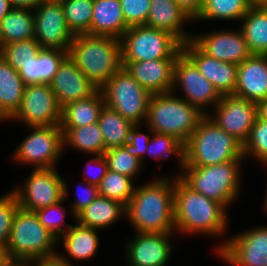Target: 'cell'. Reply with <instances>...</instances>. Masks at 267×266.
<instances>
[{
	"label": "cell",
	"mask_w": 267,
	"mask_h": 266,
	"mask_svg": "<svg viewBox=\"0 0 267 266\" xmlns=\"http://www.w3.org/2000/svg\"><path fill=\"white\" fill-rule=\"evenodd\" d=\"M125 23L131 26L146 25L151 0H120Z\"/></svg>",
	"instance_id": "7bdbcfd3"
},
{
	"label": "cell",
	"mask_w": 267,
	"mask_h": 266,
	"mask_svg": "<svg viewBox=\"0 0 267 266\" xmlns=\"http://www.w3.org/2000/svg\"><path fill=\"white\" fill-rule=\"evenodd\" d=\"M12 10L9 0H0V22Z\"/></svg>",
	"instance_id": "816d5d0a"
},
{
	"label": "cell",
	"mask_w": 267,
	"mask_h": 266,
	"mask_svg": "<svg viewBox=\"0 0 267 266\" xmlns=\"http://www.w3.org/2000/svg\"><path fill=\"white\" fill-rule=\"evenodd\" d=\"M98 123L106 150L128 144L129 134L134 124L125 119L116 110L104 105L101 109Z\"/></svg>",
	"instance_id": "1f68e13d"
},
{
	"label": "cell",
	"mask_w": 267,
	"mask_h": 266,
	"mask_svg": "<svg viewBox=\"0 0 267 266\" xmlns=\"http://www.w3.org/2000/svg\"><path fill=\"white\" fill-rule=\"evenodd\" d=\"M28 9H12L0 22L2 45L35 38L34 14Z\"/></svg>",
	"instance_id": "4dcf8cb0"
},
{
	"label": "cell",
	"mask_w": 267,
	"mask_h": 266,
	"mask_svg": "<svg viewBox=\"0 0 267 266\" xmlns=\"http://www.w3.org/2000/svg\"><path fill=\"white\" fill-rule=\"evenodd\" d=\"M240 162L232 160L211 166H184L185 175L179 177L194 191L227 208L238 195Z\"/></svg>",
	"instance_id": "8992f818"
},
{
	"label": "cell",
	"mask_w": 267,
	"mask_h": 266,
	"mask_svg": "<svg viewBox=\"0 0 267 266\" xmlns=\"http://www.w3.org/2000/svg\"><path fill=\"white\" fill-rule=\"evenodd\" d=\"M64 145L70 144L81 152L103 155L106 151L98 122L81 127H61Z\"/></svg>",
	"instance_id": "d6a6232c"
},
{
	"label": "cell",
	"mask_w": 267,
	"mask_h": 266,
	"mask_svg": "<svg viewBox=\"0 0 267 266\" xmlns=\"http://www.w3.org/2000/svg\"><path fill=\"white\" fill-rule=\"evenodd\" d=\"M43 0H9L12 9H35Z\"/></svg>",
	"instance_id": "681fc988"
},
{
	"label": "cell",
	"mask_w": 267,
	"mask_h": 266,
	"mask_svg": "<svg viewBox=\"0 0 267 266\" xmlns=\"http://www.w3.org/2000/svg\"><path fill=\"white\" fill-rule=\"evenodd\" d=\"M172 233H142L128 243L129 266H165L171 254Z\"/></svg>",
	"instance_id": "ffe728a7"
},
{
	"label": "cell",
	"mask_w": 267,
	"mask_h": 266,
	"mask_svg": "<svg viewBox=\"0 0 267 266\" xmlns=\"http://www.w3.org/2000/svg\"><path fill=\"white\" fill-rule=\"evenodd\" d=\"M139 124H134L129 134L127 146L131 149L132 153L138 157L142 162V155L146 153L150 136L140 133L137 129Z\"/></svg>",
	"instance_id": "ee69618b"
},
{
	"label": "cell",
	"mask_w": 267,
	"mask_h": 266,
	"mask_svg": "<svg viewBox=\"0 0 267 266\" xmlns=\"http://www.w3.org/2000/svg\"><path fill=\"white\" fill-rule=\"evenodd\" d=\"M46 1H62V0H46Z\"/></svg>",
	"instance_id": "6f0895ef"
},
{
	"label": "cell",
	"mask_w": 267,
	"mask_h": 266,
	"mask_svg": "<svg viewBox=\"0 0 267 266\" xmlns=\"http://www.w3.org/2000/svg\"><path fill=\"white\" fill-rule=\"evenodd\" d=\"M25 83L19 72L0 56V119H9L21 105Z\"/></svg>",
	"instance_id": "484cf974"
},
{
	"label": "cell",
	"mask_w": 267,
	"mask_h": 266,
	"mask_svg": "<svg viewBox=\"0 0 267 266\" xmlns=\"http://www.w3.org/2000/svg\"><path fill=\"white\" fill-rule=\"evenodd\" d=\"M125 216L137 233H172L174 228V182L158 179L135 187Z\"/></svg>",
	"instance_id": "6da1fadb"
},
{
	"label": "cell",
	"mask_w": 267,
	"mask_h": 266,
	"mask_svg": "<svg viewBox=\"0 0 267 266\" xmlns=\"http://www.w3.org/2000/svg\"><path fill=\"white\" fill-rule=\"evenodd\" d=\"M215 108V117L207 116L244 145L256 120L254 102L235 95H227L221 96Z\"/></svg>",
	"instance_id": "2e32d148"
},
{
	"label": "cell",
	"mask_w": 267,
	"mask_h": 266,
	"mask_svg": "<svg viewBox=\"0 0 267 266\" xmlns=\"http://www.w3.org/2000/svg\"><path fill=\"white\" fill-rule=\"evenodd\" d=\"M122 62L176 59L182 43L171 33L146 25L131 26L120 38Z\"/></svg>",
	"instance_id": "ba28073f"
},
{
	"label": "cell",
	"mask_w": 267,
	"mask_h": 266,
	"mask_svg": "<svg viewBox=\"0 0 267 266\" xmlns=\"http://www.w3.org/2000/svg\"><path fill=\"white\" fill-rule=\"evenodd\" d=\"M189 20L175 0H151L146 26L167 31L184 44L192 39L182 32V24Z\"/></svg>",
	"instance_id": "603a6c76"
},
{
	"label": "cell",
	"mask_w": 267,
	"mask_h": 266,
	"mask_svg": "<svg viewBox=\"0 0 267 266\" xmlns=\"http://www.w3.org/2000/svg\"><path fill=\"white\" fill-rule=\"evenodd\" d=\"M42 47L35 38L11 42L0 47V56L17 71L38 56Z\"/></svg>",
	"instance_id": "8d00e7d4"
},
{
	"label": "cell",
	"mask_w": 267,
	"mask_h": 266,
	"mask_svg": "<svg viewBox=\"0 0 267 266\" xmlns=\"http://www.w3.org/2000/svg\"><path fill=\"white\" fill-rule=\"evenodd\" d=\"M10 260L7 247L0 245V266H3L6 262Z\"/></svg>",
	"instance_id": "f5cc1de1"
},
{
	"label": "cell",
	"mask_w": 267,
	"mask_h": 266,
	"mask_svg": "<svg viewBox=\"0 0 267 266\" xmlns=\"http://www.w3.org/2000/svg\"><path fill=\"white\" fill-rule=\"evenodd\" d=\"M175 59H155L139 62H122L129 74L151 94L173 91Z\"/></svg>",
	"instance_id": "44dd1931"
},
{
	"label": "cell",
	"mask_w": 267,
	"mask_h": 266,
	"mask_svg": "<svg viewBox=\"0 0 267 266\" xmlns=\"http://www.w3.org/2000/svg\"><path fill=\"white\" fill-rule=\"evenodd\" d=\"M67 56L64 50L42 48L38 56L31 58L18 72L25 84H49Z\"/></svg>",
	"instance_id": "d4e9b609"
},
{
	"label": "cell",
	"mask_w": 267,
	"mask_h": 266,
	"mask_svg": "<svg viewBox=\"0 0 267 266\" xmlns=\"http://www.w3.org/2000/svg\"><path fill=\"white\" fill-rule=\"evenodd\" d=\"M207 113L169 93L152 94L146 117L151 132L175 136L185 144Z\"/></svg>",
	"instance_id": "5b68a950"
},
{
	"label": "cell",
	"mask_w": 267,
	"mask_h": 266,
	"mask_svg": "<svg viewBox=\"0 0 267 266\" xmlns=\"http://www.w3.org/2000/svg\"><path fill=\"white\" fill-rule=\"evenodd\" d=\"M243 153L255 156L267 166V120H255L248 140L243 145Z\"/></svg>",
	"instance_id": "ab89813d"
},
{
	"label": "cell",
	"mask_w": 267,
	"mask_h": 266,
	"mask_svg": "<svg viewBox=\"0 0 267 266\" xmlns=\"http://www.w3.org/2000/svg\"><path fill=\"white\" fill-rule=\"evenodd\" d=\"M35 10V39L39 45L68 52L74 34L66 24L61 1L43 0Z\"/></svg>",
	"instance_id": "4fadbf2b"
},
{
	"label": "cell",
	"mask_w": 267,
	"mask_h": 266,
	"mask_svg": "<svg viewBox=\"0 0 267 266\" xmlns=\"http://www.w3.org/2000/svg\"><path fill=\"white\" fill-rule=\"evenodd\" d=\"M126 206L121 202L98 195L75 218L81 225L101 229L125 216Z\"/></svg>",
	"instance_id": "4316f807"
},
{
	"label": "cell",
	"mask_w": 267,
	"mask_h": 266,
	"mask_svg": "<svg viewBox=\"0 0 267 266\" xmlns=\"http://www.w3.org/2000/svg\"><path fill=\"white\" fill-rule=\"evenodd\" d=\"M19 207L18 199L12 191L0 197V245H7L13 219Z\"/></svg>",
	"instance_id": "60d3db41"
},
{
	"label": "cell",
	"mask_w": 267,
	"mask_h": 266,
	"mask_svg": "<svg viewBox=\"0 0 267 266\" xmlns=\"http://www.w3.org/2000/svg\"><path fill=\"white\" fill-rule=\"evenodd\" d=\"M104 105L100 89L89 98L70 102L61 109L60 127H81L98 122Z\"/></svg>",
	"instance_id": "83f0119b"
},
{
	"label": "cell",
	"mask_w": 267,
	"mask_h": 266,
	"mask_svg": "<svg viewBox=\"0 0 267 266\" xmlns=\"http://www.w3.org/2000/svg\"><path fill=\"white\" fill-rule=\"evenodd\" d=\"M25 184L23 190L18 188L12 192L16 195L20 208L28 211L35 212L57 204L65 200L68 192L65 180L55 168L33 169Z\"/></svg>",
	"instance_id": "8fae6325"
},
{
	"label": "cell",
	"mask_w": 267,
	"mask_h": 266,
	"mask_svg": "<svg viewBox=\"0 0 267 266\" xmlns=\"http://www.w3.org/2000/svg\"><path fill=\"white\" fill-rule=\"evenodd\" d=\"M252 5H267V0H249Z\"/></svg>",
	"instance_id": "11a10c76"
},
{
	"label": "cell",
	"mask_w": 267,
	"mask_h": 266,
	"mask_svg": "<svg viewBox=\"0 0 267 266\" xmlns=\"http://www.w3.org/2000/svg\"><path fill=\"white\" fill-rule=\"evenodd\" d=\"M88 187L84 190V196H80L73 203L72 213L76 217L83 209H85L98 195V187L92 184L87 183ZM78 192V191H77ZM85 193L87 195H85ZM79 197V196H78Z\"/></svg>",
	"instance_id": "f6af8a7d"
},
{
	"label": "cell",
	"mask_w": 267,
	"mask_h": 266,
	"mask_svg": "<svg viewBox=\"0 0 267 266\" xmlns=\"http://www.w3.org/2000/svg\"><path fill=\"white\" fill-rule=\"evenodd\" d=\"M66 233L62 236L64 247L72 259L87 260L95 255L98 249L97 229L81 225H66Z\"/></svg>",
	"instance_id": "f546056e"
},
{
	"label": "cell",
	"mask_w": 267,
	"mask_h": 266,
	"mask_svg": "<svg viewBox=\"0 0 267 266\" xmlns=\"http://www.w3.org/2000/svg\"><path fill=\"white\" fill-rule=\"evenodd\" d=\"M34 262L36 266H72L65 257H62L59 254L39 257L31 262H28L27 266H29V264L31 266Z\"/></svg>",
	"instance_id": "7dc6e473"
},
{
	"label": "cell",
	"mask_w": 267,
	"mask_h": 266,
	"mask_svg": "<svg viewBox=\"0 0 267 266\" xmlns=\"http://www.w3.org/2000/svg\"><path fill=\"white\" fill-rule=\"evenodd\" d=\"M264 209H266L267 212V189H266V196H265V204H264Z\"/></svg>",
	"instance_id": "9f6ffc18"
},
{
	"label": "cell",
	"mask_w": 267,
	"mask_h": 266,
	"mask_svg": "<svg viewBox=\"0 0 267 266\" xmlns=\"http://www.w3.org/2000/svg\"><path fill=\"white\" fill-rule=\"evenodd\" d=\"M252 6L249 0H204L196 19L241 20Z\"/></svg>",
	"instance_id": "836d02e7"
},
{
	"label": "cell",
	"mask_w": 267,
	"mask_h": 266,
	"mask_svg": "<svg viewBox=\"0 0 267 266\" xmlns=\"http://www.w3.org/2000/svg\"><path fill=\"white\" fill-rule=\"evenodd\" d=\"M129 29L123 18L120 0H94L90 34L120 39Z\"/></svg>",
	"instance_id": "cb8c5ba5"
},
{
	"label": "cell",
	"mask_w": 267,
	"mask_h": 266,
	"mask_svg": "<svg viewBox=\"0 0 267 266\" xmlns=\"http://www.w3.org/2000/svg\"><path fill=\"white\" fill-rule=\"evenodd\" d=\"M153 133V139L150 138L146 153L158 158H166L171 154H177L182 168H184V144L175 136L163 133Z\"/></svg>",
	"instance_id": "f35d334b"
},
{
	"label": "cell",
	"mask_w": 267,
	"mask_h": 266,
	"mask_svg": "<svg viewBox=\"0 0 267 266\" xmlns=\"http://www.w3.org/2000/svg\"><path fill=\"white\" fill-rule=\"evenodd\" d=\"M49 85L61 108L70 102L89 98L99 90L69 56L62 61Z\"/></svg>",
	"instance_id": "ac0fdd59"
},
{
	"label": "cell",
	"mask_w": 267,
	"mask_h": 266,
	"mask_svg": "<svg viewBox=\"0 0 267 266\" xmlns=\"http://www.w3.org/2000/svg\"><path fill=\"white\" fill-rule=\"evenodd\" d=\"M179 83L189 104L196 106L202 113L206 105L218 104L221 96L198 70L195 64L181 52L173 66V86Z\"/></svg>",
	"instance_id": "9a60e30c"
},
{
	"label": "cell",
	"mask_w": 267,
	"mask_h": 266,
	"mask_svg": "<svg viewBox=\"0 0 267 266\" xmlns=\"http://www.w3.org/2000/svg\"><path fill=\"white\" fill-rule=\"evenodd\" d=\"M56 242L59 240L40 223L34 211L18 208L6 245L10 259L28 263L55 254L53 246Z\"/></svg>",
	"instance_id": "52a82bcc"
},
{
	"label": "cell",
	"mask_w": 267,
	"mask_h": 266,
	"mask_svg": "<svg viewBox=\"0 0 267 266\" xmlns=\"http://www.w3.org/2000/svg\"><path fill=\"white\" fill-rule=\"evenodd\" d=\"M105 105L116 110L133 124L146 121L152 94L122 67L100 88Z\"/></svg>",
	"instance_id": "9c48e42d"
},
{
	"label": "cell",
	"mask_w": 267,
	"mask_h": 266,
	"mask_svg": "<svg viewBox=\"0 0 267 266\" xmlns=\"http://www.w3.org/2000/svg\"><path fill=\"white\" fill-rule=\"evenodd\" d=\"M217 249L232 266H267V227L245 231Z\"/></svg>",
	"instance_id": "5bb4252c"
},
{
	"label": "cell",
	"mask_w": 267,
	"mask_h": 266,
	"mask_svg": "<svg viewBox=\"0 0 267 266\" xmlns=\"http://www.w3.org/2000/svg\"><path fill=\"white\" fill-rule=\"evenodd\" d=\"M94 0H62L65 21L74 35L88 33L92 19Z\"/></svg>",
	"instance_id": "e575fe53"
},
{
	"label": "cell",
	"mask_w": 267,
	"mask_h": 266,
	"mask_svg": "<svg viewBox=\"0 0 267 266\" xmlns=\"http://www.w3.org/2000/svg\"><path fill=\"white\" fill-rule=\"evenodd\" d=\"M62 202L63 200L35 211L40 223L58 240L61 239L63 232L66 233L65 229L61 228L65 216V212L60 205Z\"/></svg>",
	"instance_id": "b9f144b4"
},
{
	"label": "cell",
	"mask_w": 267,
	"mask_h": 266,
	"mask_svg": "<svg viewBox=\"0 0 267 266\" xmlns=\"http://www.w3.org/2000/svg\"><path fill=\"white\" fill-rule=\"evenodd\" d=\"M241 20V31L252 55H267V5H253Z\"/></svg>",
	"instance_id": "f1b7e54d"
},
{
	"label": "cell",
	"mask_w": 267,
	"mask_h": 266,
	"mask_svg": "<svg viewBox=\"0 0 267 266\" xmlns=\"http://www.w3.org/2000/svg\"><path fill=\"white\" fill-rule=\"evenodd\" d=\"M68 56L98 89L123 67L121 40L113 36L76 34Z\"/></svg>",
	"instance_id": "3957f363"
},
{
	"label": "cell",
	"mask_w": 267,
	"mask_h": 266,
	"mask_svg": "<svg viewBox=\"0 0 267 266\" xmlns=\"http://www.w3.org/2000/svg\"><path fill=\"white\" fill-rule=\"evenodd\" d=\"M182 52L195 64L199 72L213 84L220 96L234 94L238 65L209 57L191 40L182 44Z\"/></svg>",
	"instance_id": "e0dca14e"
},
{
	"label": "cell",
	"mask_w": 267,
	"mask_h": 266,
	"mask_svg": "<svg viewBox=\"0 0 267 266\" xmlns=\"http://www.w3.org/2000/svg\"><path fill=\"white\" fill-rule=\"evenodd\" d=\"M185 166H211L242 160L243 144L217 126L207 115L184 144Z\"/></svg>",
	"instance_id": "277c9868"
},
{
	"label": "cell",
	"mask_w": 267,
	"mask_h": 266,
	"mask_svg": "<svg viewBox=\"0 0 267 266\" xmlns=\"http://www.w3.org/2000/svg\"><path fill=\"white\" fill-rule=\"evenodd\" d=\"M104 156L110 171L127 175L132 179L141 167V160L132 153L127 145L108 149Z\"/></svg>",
	"instance_id": "74e56055"
},
{
	"label": "cell",
	"mask_w": 267,
	"mask_h": 266,
	"mask_svg": "<svg viewBox=\"0 0 267 266\" xmlns=\"http://www.w3.org/2000/svg\"><path fill=\"white\" fill-rule=\"evenodd\" d=\"M256 119L267 120V97L254 102Z\"/></svg>",
	"instance_id": "f907efd6"
},
{
	"label": "cell",
	"mask_w": 267,
	"mask_h": 266,
	"mask_svg": "<svg viewBox=\"0 0 267 266\" xmlns=\"http://www.w3.org/2000/svg\"><path fill=\"white\" fill-rule=\"evenodd\" d=\"M91 162H93L96 167H98V168L100 167L98 170L99 174L94 176V177L90 176V178L87 176L86 181H84V182L98 186L100 184L101 180L103 179V177L106 175L107 171L109 170L108 162H107L104 154L103 155H96L95 158L92 159ZM88 166H89V164H87V167Z\"/></svg>",
	"instance_id": "bcb514c9"
},
{
	"label": "cell",
	"mask_w": 267,
	"mask_h": 266,
	"mask_svg": "<svg viewBox=\"0 0 267 266\" xmlns=\"http://www.w3.org/2000/svg\"><path fill=\"white\" fill-rule=\"evenodd\" d=\"M175 179L172 180L174 181L175 230L212 236L225 232L226 208L221 203L194 191L179 176Z\"/></svg>",
	"instance_id": "7a4b0ae2"
},
{
	"label": "cell",
	"mask_w": 267,
	"mask_h": 266,
	"mask_svg": "<svg viewBox=\"0 0 267 266\" xmlns=\"http://www.w3.org/2000/svg\"><path fill=\"white\" fill-rule=\"evenodd\" d=\"M180 8L194 21L198 17L204 0H175Z\"/></svg>",
	"instance_id": "c3c4849f"
},
{
	"label": "cell",
	"mask_w": 267,
	"mask_h": 266,
	"mask_svg": "<svg viewBox=\"0 0 267 266\" xmlns=\"http://www.w3.org/2000/svg\"><path fill=\"white\" fill-rule=\"evenodd\" d=\"M61 107L47 83L26 84L21 105L10 119H19L28 127L61 124Z\"/></svg>",
	"instance_id": "7c38bea8"
},
{
	"label": "cell",
	"mask_w": 267,
	"mask_h": 266,
	"mask_svg": "<svg viewBox=\"0 0 267 266\" xmlns=\"http://www.w3.org/2000/svg\"><path fill=\"white\" fill-rule=\"evenodd\" d=\"M33 132L18 146L13 159L34 169L55 168L64 146L60 125L29 127Z\"/></svg>",
	"instance_id": "30bf717a"
},
{
	"label": "cell",
	"mask_w": 267,
	"mask_h": 266,
	"mask_svg": "<svg viewBox=\"0 0 267 266\" xmlns=\"http://www.w3.org/2000/svg\"><path fill=\"white\" fill-rule=\"evenodd\" d=\"M191 41L209 57L236 65L252 55L241 30L216 31L192 37Z\"/></svg>",
	"instance_id": "d6986e66"
},
{
	"label": "cell",
	"mask_w": 267,
	"mask_h": 266,
	"mask_svg": "<svg viewBox=\"0 0 267 266\" xmlns=\"http://www.w3.org/2000/svg\"><path fill=\"white\" fill-rule=\"evenodd\" d=\"M27 262L20 261L16 259H10L8 262H6L3 266H27Z\"/></svg>",
	"instance_id": "db71d44e"
},
{
	"label": "cell",
	"mask_w": 267,
	"mask_h": 266,
	"mask_svg": "<svg viewBox=\"0 0 267 266\" xmlns=\"http://www.w3.org/2000/svg\"><path fill=\"white\" fill-rule=\"evenodd\" d=\"M233 95L251 102L267 97V55H251L238 64Z\"/></svg>",
	"instance_id": "7402d4cb"
},
{
	"label": "cell",
	"mask_w": 267,
	"mask_h": 266,
	"mask_svg": "<svg viewBox=\"0 0 267 266\" xmlns=\"http://www.w3.org/2000/svg\"><path fill=\"white\" fill-rule=\"evenodd\" d=\"M132 181V178L127 175L108 170L97 186L98 193L100 196L117 200L126 206L130 202L135 190Z\"/></svg>",
	"instance_id": "d590c367"
}]
</instances>
